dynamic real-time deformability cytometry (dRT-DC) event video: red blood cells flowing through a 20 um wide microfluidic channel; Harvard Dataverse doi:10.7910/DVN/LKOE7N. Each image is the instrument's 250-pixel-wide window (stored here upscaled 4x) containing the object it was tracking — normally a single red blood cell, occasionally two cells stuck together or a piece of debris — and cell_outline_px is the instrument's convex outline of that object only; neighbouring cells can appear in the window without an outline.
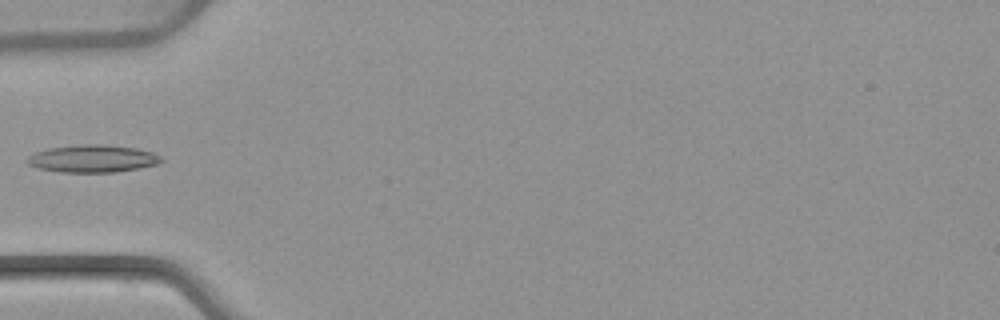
{"species": "common noctule bat (a hibernating species)", "species_latin": "Nyctalus noctula", "temperature_condition": "warm", "stored_images_in_passage": 5, "camera_frame_rate_fps": 3000, "um_per_image_px": 0.085, "animal": {"sex": "female", "body_mass_g": 22.7, "forearm_length_mm": 54.2}, "frame": {"image": 1, "passage_image": 5, "time_ms": 5.333, "image_size_px": [1000, 320], "cell_outline_px": [[164, 160], [156, 164], [140, 168], [116, 172], [60, 172], [36, 168], [28, 164], [24, 160], [28, 156], [36, 152], [48, 148], [80, 144], [104, 144], [136, 148], [152, 152], [160, 156]], "centroid_in_image_um": [7.84, 13.48], "position_along_channel_um": 77.2, "area_um2": 21.62}}